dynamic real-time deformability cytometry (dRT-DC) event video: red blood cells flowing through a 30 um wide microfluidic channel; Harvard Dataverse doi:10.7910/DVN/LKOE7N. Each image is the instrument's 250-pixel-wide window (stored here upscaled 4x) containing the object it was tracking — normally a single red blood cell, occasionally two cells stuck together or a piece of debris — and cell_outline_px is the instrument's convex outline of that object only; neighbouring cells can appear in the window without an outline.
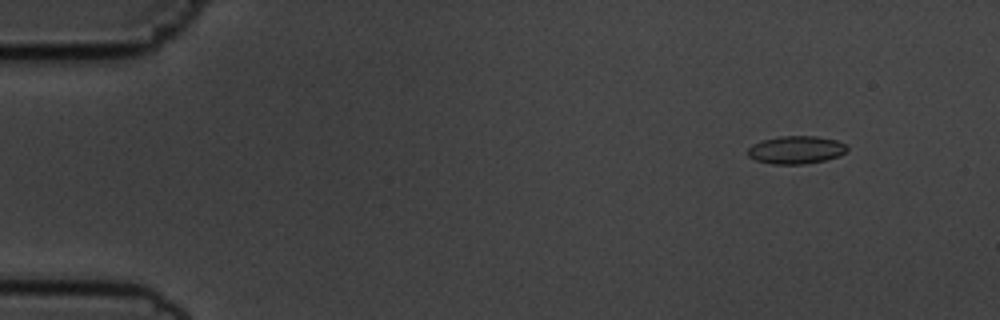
{"species": "common noctule bat (a hibernating species)", "species_latin": "Nyctalus noctula", "temperature_condition": "cold", "stored_images_in_passage": 52, "camera_frame_rate_fps": 3000, "um_per_image_px": 0.085, "animal": {"sex": "male", "body_mass_g": 19.5, "forearm_length_mm": 54.6}, "frame": {"image": 1, "passage_image": 2, "time_ms": 0.333, "image_size_px": [1000, 320], "cell_outline_px": [[848, 152], [840, 156], [824, 160], [804, 164], [772, 164], [756, 160], [748, 156], [748, 148], [752, 144], [764, 140], [780, 136], [816, 136], [836, 140], [844, 144], [848, 148]], "centroid_in_image_um": [67.68, 12.74], "position_along_channel_um": 17.3, "area_um2": 16.13}}
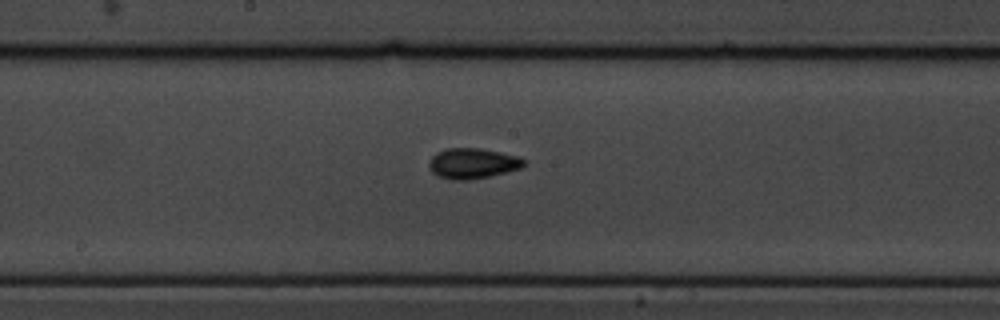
{"frame": {"image": 2, "passage_image": 26, "time_ms": 8.333, "image_size_px": [1000, 320], "cell_outline_px": [[524, 164], [520, 168], [488, 176], [468, 180], [452, 180], [436, 176], [432, 172], [428, 164], [432, 156], [436, 152], [448, 148], [480, 148], [500, 152], [516, 156], [524, 160]], "centroid_in_image_um": [40.11, 13.88], "position_along_channel_um": 208.1, "area_um2": 16.65}}
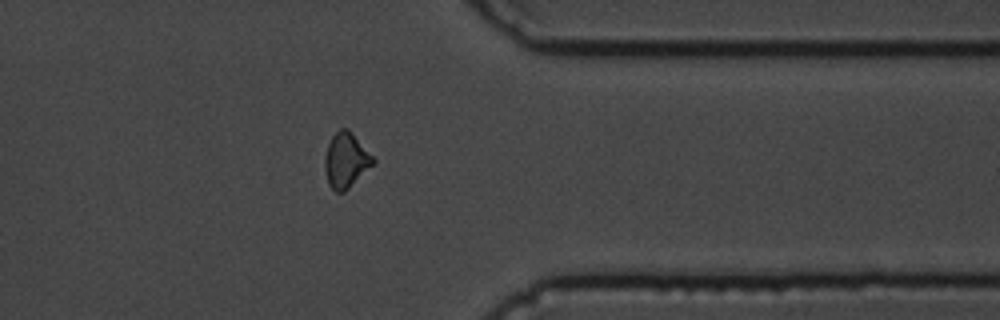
{"frame": {"image": 3, "passage_image": 41, "time_ms": 13.333, "image_size_px": [1000, 320], "cell_outline_px": [[376, 160], [344, 192], [336, 192], [328, 184], [324, 168], [324, 156], [328, 144], [332, 136], [340, 128], [348, 128]], "centroid_in_image_um": [29.36, 13.61], "position_along_channel_um": 382.0, "area_um2": 15.2}, "authors_computed_cell_mechanics": {"area_um2": 15.317, "velocity_mm_per_s": 3.6415, "shape_relaxation_time_tau1_ms": 4.2007, "shape_relaxation_time_tau2_ms": 4.9569, "deformation_change_tau1": 0.1072, "deformation_change_tau2": 0.096}}